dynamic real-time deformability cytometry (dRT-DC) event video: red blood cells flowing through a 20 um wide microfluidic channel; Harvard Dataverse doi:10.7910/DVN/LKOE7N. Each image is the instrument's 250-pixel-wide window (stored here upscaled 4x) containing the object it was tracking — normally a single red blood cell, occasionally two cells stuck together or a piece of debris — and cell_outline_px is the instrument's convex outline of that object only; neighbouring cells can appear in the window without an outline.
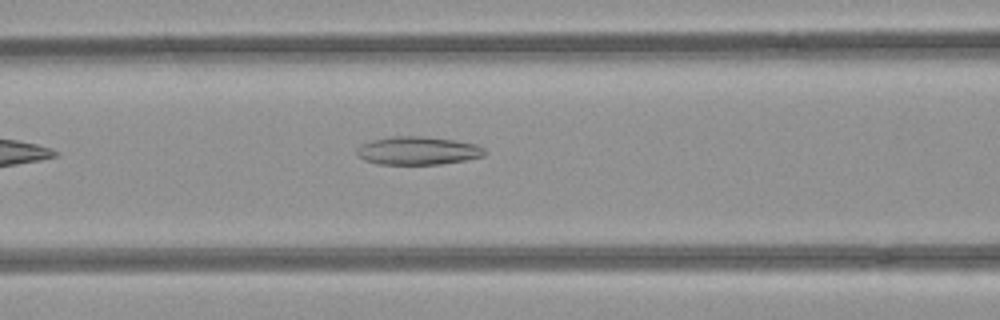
{"species": "common noctule bat (a hibernating species)", "species_latin": "Nyctalus noctula", "temperature_condition": "room temperature", "stored_images_in_passage": 16, "camera_frame_rate_fps": 3000, "um_per_image_px": 0.085, "animal": {"sex": "female", "body_mass_g": 21.9}, "frame": {"image": 1, "passage_image": 5, "time_ms": 1.333, "image_size_px": [1000, 320], "cell_outline_px": [[484, 156], [464, 160], [440, 164], [380, 164], [364, 160], [356, 156], [356, 148], [360, 144], [372, 140], [392, 136], [420, 136], [452, 140], [476, 144], [484, 148]], "centroid_in_image_um": [35.45, 12.81], "position_along_channel_um": 131.1, "area_um2": 20.92}}
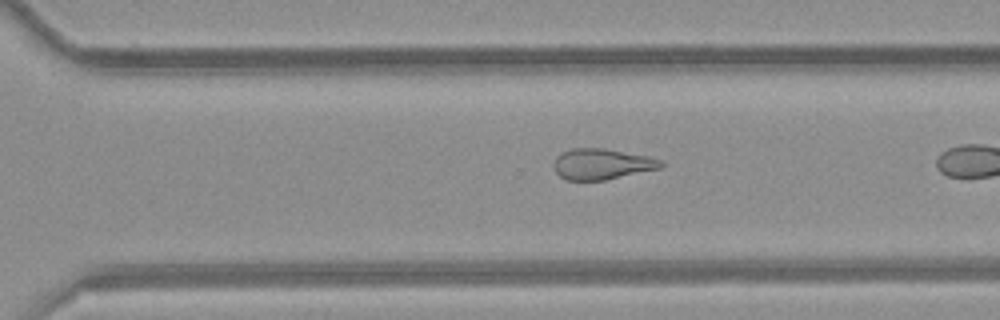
{"frame": {"image": 2, "passage_image": 14, "time_ms": 4.333, "image_size_px": [1000, 320], "cell_outline_px": [[664, 164], [660, 168], [604, 180], [568, 180], [560, 176], [552, 168], [552, 164], [556, 156], [560, 152], [572, 148], [604, 148], [648, 156], [664, 160]], "centroid_in_image_um": [51.13, 13.93], "position_along_channel_um": 319.5, "area_um2": 19.36}}